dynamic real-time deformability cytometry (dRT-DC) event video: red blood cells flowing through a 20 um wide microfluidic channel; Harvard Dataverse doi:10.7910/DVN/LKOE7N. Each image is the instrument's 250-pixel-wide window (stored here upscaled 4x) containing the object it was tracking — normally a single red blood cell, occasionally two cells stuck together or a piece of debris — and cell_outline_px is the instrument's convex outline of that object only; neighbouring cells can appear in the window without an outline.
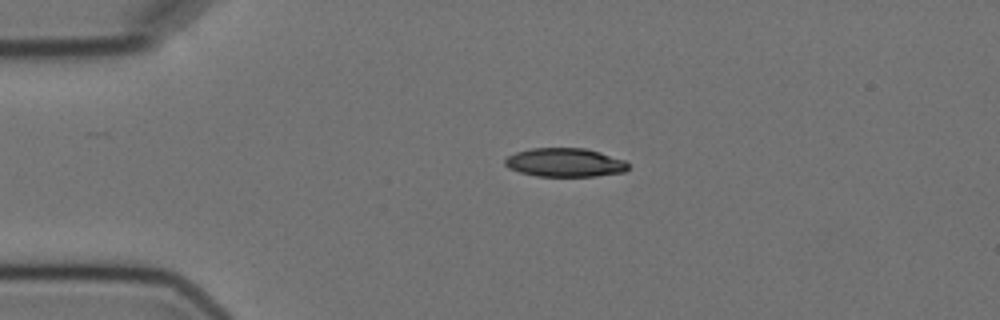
{"species": "Egyptian fruit bat (a non-hibernating species)", "species_latin": "Rousettus aegyptiacus", "temperature_condition": "cold", "stored_images_in_passage": 4, "camera_frame_rate_fps": 3000, "um_per_image_px": 0.085, "animal": {"sex": "female"}, "frame": {"image": 1, "passage_image": 3, "time_ms": 2.333, "image_size_px": [1000, 320], "cell_outline_px": [[628, 168], [624, 172], [596, 176], [536, 176], [520, 172], [508, 168], [504, 164], [504, 160], [508, 156], [516, 152], [532, 148], [584, 148], [600, 152], [624, 160], [628, 164]], "centroid_in_image_um": [48.0, 13.81], "position_along_channel_um": 37.0, "area_um2": 20.58}}